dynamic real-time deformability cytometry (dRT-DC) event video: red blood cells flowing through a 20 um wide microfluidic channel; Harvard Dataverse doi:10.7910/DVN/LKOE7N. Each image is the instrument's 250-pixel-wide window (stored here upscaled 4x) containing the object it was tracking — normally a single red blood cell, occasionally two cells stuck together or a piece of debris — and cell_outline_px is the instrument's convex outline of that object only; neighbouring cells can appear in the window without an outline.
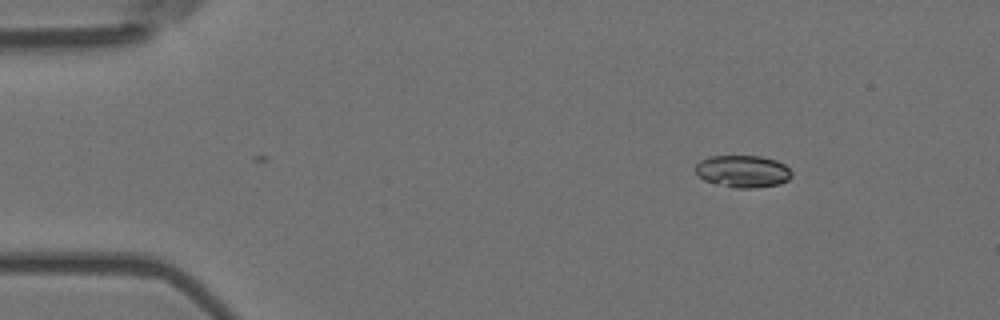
{"species": "Egyptian fruit bat (a non-hibernating species)", "species_latin": "Rousettus aegyptiacus", "temperature_condition": "room temperature", "stored_images_in_passage": 42, "camera_frame_rate_fps": 3000, "um_per_image_px": 0.085, "animal": {"sex": "female"}, "frame": {"image": 1, "passage_image": 1, "time_ms": 0.0, "image_size_px": [1000, 320], "cell_outline_px": [[792, 176], [788, 180], [780, 184], [756, 188], [732, 188], [716, 184], [704, 180], [696, 172], [696, 164], [700, 160], [712, 156], [760, 156], [776, 160], [784, 164], [792, 172]], "centroid_in_image_um": [63.16, 14.57], "position_along_channel_um": 21.8, "area_um2": 18.15}}
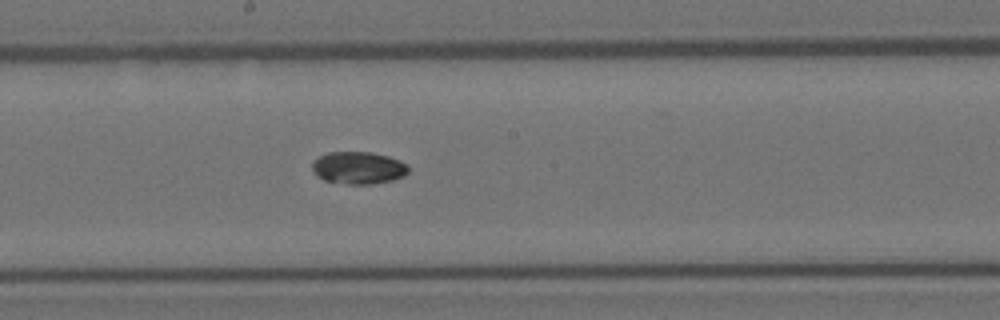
{"frame": {"image": 2, "passage_image": 24, "time_ms": 7.667, "image_size_px": [1000, 320], "cell_outline_px": [[408, 172], [404, 176], [392, 180], [372, 184], [348, 184], [324, 180], [316, 176], [312, 168], [312, 160], [316, 156], [328, 152], [372, 152], [388, 156], [408, 164]], "centroid_in_image_um": [30.43, 14.25], "position_along_channel_um": 217.8, "area_um2": 18.32}}
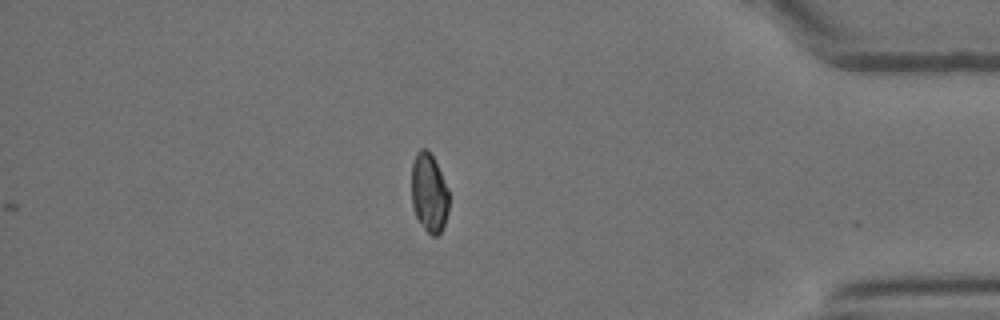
{"frame": {"image": 3, "passage_image": 42, "time_ms": 13.667, "image_size_px": [1000, 320], "cell_outline_px": [[448, 212], [444, 224], [440, 232], [436, 236], [432, 236], [424, 228], [416, 216], [412, 204], [412, 164], [416, 152], [420, 148], [428, 148], [448, 188]], "centroid_in_image_um": [36.46, 16.37], "position_along_channel_um": 398.7, "area_um2": 17.05}}